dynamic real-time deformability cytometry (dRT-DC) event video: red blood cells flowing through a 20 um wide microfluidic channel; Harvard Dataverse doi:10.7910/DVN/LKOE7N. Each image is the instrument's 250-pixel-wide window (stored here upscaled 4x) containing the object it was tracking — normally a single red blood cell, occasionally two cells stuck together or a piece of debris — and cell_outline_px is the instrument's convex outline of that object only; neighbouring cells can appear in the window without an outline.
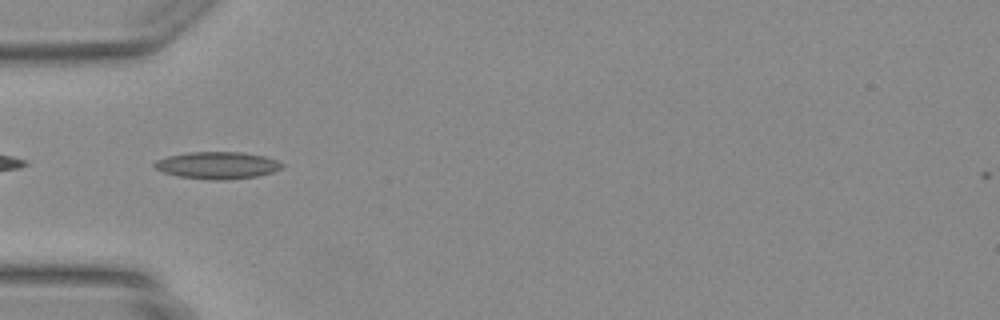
{"species": "Egyptian fruit bat (a non-hibernating species)", "species_latin": "Rousettus aegyptiacus", "temperature_condition": "warm", "stored_images_in_passage": 37, "camera_frame_rate_fps": 3000, "um_per_image_px": 0.085, "animal": {"sex": "female"}, "frame": {"image": 1, "passage_image": 5, "time_ms": 1.333, "image_size_px": [1000, 320], "cell_outline_px": [[284, 168], [272, 172], [256, 176], [224, 180], [216, 180], [176, 176], [164, 172], [156, 168], [152, 164], [156, 160], [168, 156], [188, 152], [240, 152], [264, 156], [276, 160], [284, 164]], "centroid_in_image_um": [18.48, 14.05], "position_along_channel_um": 66.5, "area_um2": 20.06}}
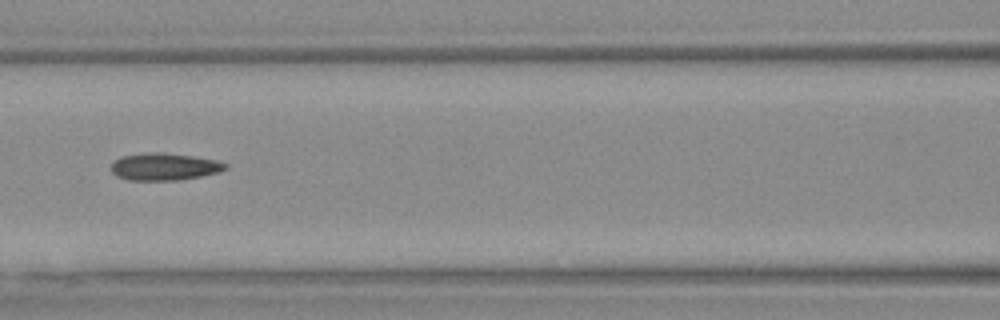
{"frame": {"image": 2, "passage_image": 11, "time_ms": 3.333, "image_size_px": [1000, 320], "cell_outline_px": [[228, 168], [216, 172], [200, 176], [180, 180], [128, 180], [116, 176], [112, 172], [112, 160], [120, 156], [152, 152], [160, 152], [192, 156], [216, 160], [228, 164]], "centroid_in_image_um": [13.93, 14.16], "position_along_channel_um": 152.7, "area_um2": 18.09}}
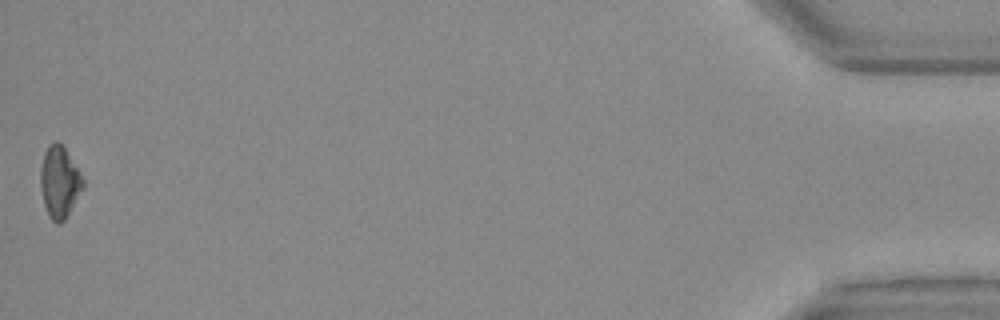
{"frame": {"image": 3, "passage_image": 37, "time_ms": 12.0, "image_size_px": [1000, 320], "cell_outline_px": [[84, 188], [64, 220], [60, 224], [56, 224], [48, 216], [44, 204], [40, 188], [40, 172], [44, 152], [48, 144], [56, 140], [64, 148], [84, 180]], "centroid_in_image_um": [5.04, 15.5], "position_along_channel_um": 430.2, "area_um2": 17.63}}